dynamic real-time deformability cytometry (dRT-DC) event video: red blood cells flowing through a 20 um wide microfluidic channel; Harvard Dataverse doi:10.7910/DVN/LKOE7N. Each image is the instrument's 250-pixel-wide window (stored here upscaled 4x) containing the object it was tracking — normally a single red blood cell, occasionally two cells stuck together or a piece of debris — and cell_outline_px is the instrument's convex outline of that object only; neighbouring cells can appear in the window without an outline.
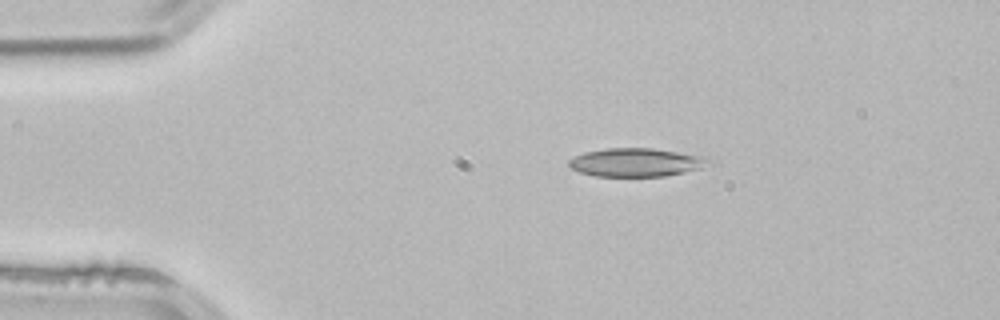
{"species": "common noctule bat (a hibernating species)", "species_latin": "Nyctalus noctula", "temperature_condition": "room temperature", "stored_images_in_passage": 2, "camera_frame_rate_fps": 3000, "um_per_image_px": 0.085, "animal": {"sex": "male", "body_mass_g": 21.5, "forearm_length_mm": 52.0}, "frame": {"image": 1, "passage_image": 1, "time_ms": 0.0, "image_size_px": [1000, 320], "cell_outline_px": [[716, 160], [700, 168], [684, 172], [664, 176], [596, 176], [580, 172], [572, 168], [568, 164], [568, 160], [572, 156], [584, 152], [604, 148], [652, 148], [700, 156]], "centroid_in_image_um": [54.03, 13.79], "position_along_channel_um": 31.0, "area_um2": 23.06}}